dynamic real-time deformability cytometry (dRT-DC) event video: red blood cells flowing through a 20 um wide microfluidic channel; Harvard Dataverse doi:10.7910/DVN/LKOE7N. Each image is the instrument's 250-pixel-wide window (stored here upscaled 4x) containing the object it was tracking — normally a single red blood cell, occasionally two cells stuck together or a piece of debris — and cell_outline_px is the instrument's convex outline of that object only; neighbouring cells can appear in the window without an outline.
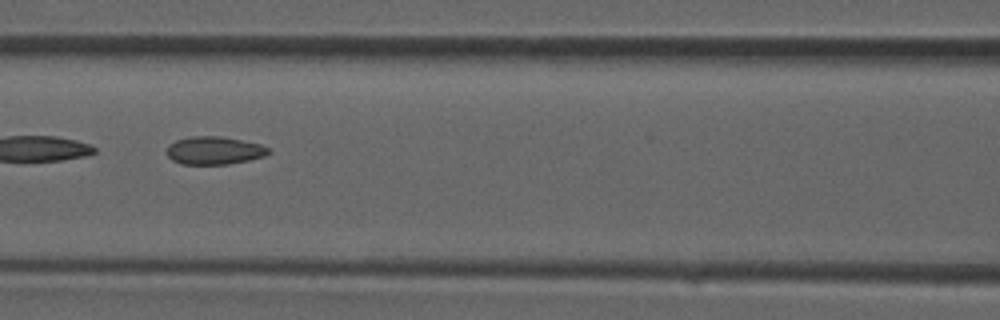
{"species": "common noctule bat (a hibernating species)", "species_latin": "Nyctalus noctula", "temperature_condition": "room temperature", "stored_images_in_passage": 37, "camera_frame_rate_fps": 3000, "um_per_image_px": 0.085, "animal": {"sex": "male", "forearm_length_mm": 52.5}, "frame": {"image": 1, "passage_image": 16, "time_ms": 5.0, "image_size_px": [1000, 320], "cell_outline_px": [[268, 152], [264, 156], [248, 160], [228, 164], [180, 164], [172, 160], [168, 156], [168, 144], [176, 140], [192, 136], [220, 136], [260, 144], [268, 148]], "centroid_in_image_um": [18.17, 12.79], "position_along_channel_um": 148.4, "area_um2": 16.36}}